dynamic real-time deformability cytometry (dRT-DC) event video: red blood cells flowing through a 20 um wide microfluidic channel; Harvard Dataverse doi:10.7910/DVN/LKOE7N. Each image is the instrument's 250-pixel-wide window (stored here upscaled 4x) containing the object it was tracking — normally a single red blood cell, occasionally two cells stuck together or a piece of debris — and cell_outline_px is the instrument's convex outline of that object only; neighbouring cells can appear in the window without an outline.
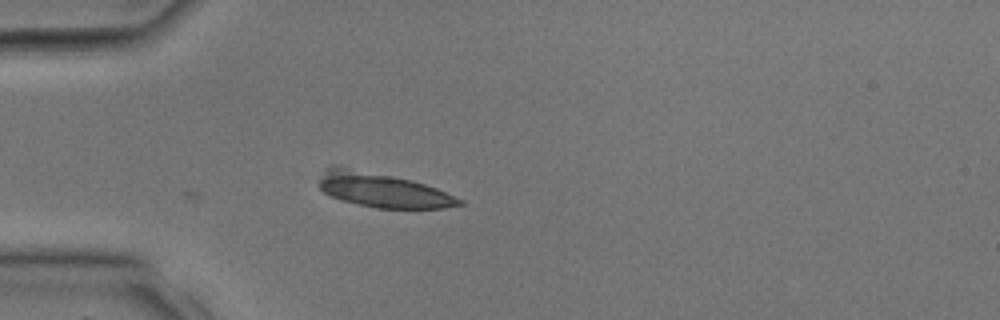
{"species": "common noctule bat (a hibernating species)", "species_latin": "Nyctalus noctula", "temperature_condition": "room temperature", "stored_images_in_passage": 2, "camera_frame_rate_fps": 3000, "um_per_image_px": 0.085, "animal": {"sex": "male", "body_mass_g": 17.9, "forearm_length_mm": 54.2}, "frame": {"image": 1, "passage_image": 2, "time_ms": 0.333, "image_size_px": [1000, 320], "cell_outline_px": [[464, 204], [444, 208], [376, 208], [340, 200], [324, 192], [320, 188], [320, 180], [324, 168], [332, 164], [412, 180], [436, 188], [464, 200]], "centroid_in_image_um": [32.5, 16.15], "position_along_channel_um": 52.5, "area_um2": 27.98}}